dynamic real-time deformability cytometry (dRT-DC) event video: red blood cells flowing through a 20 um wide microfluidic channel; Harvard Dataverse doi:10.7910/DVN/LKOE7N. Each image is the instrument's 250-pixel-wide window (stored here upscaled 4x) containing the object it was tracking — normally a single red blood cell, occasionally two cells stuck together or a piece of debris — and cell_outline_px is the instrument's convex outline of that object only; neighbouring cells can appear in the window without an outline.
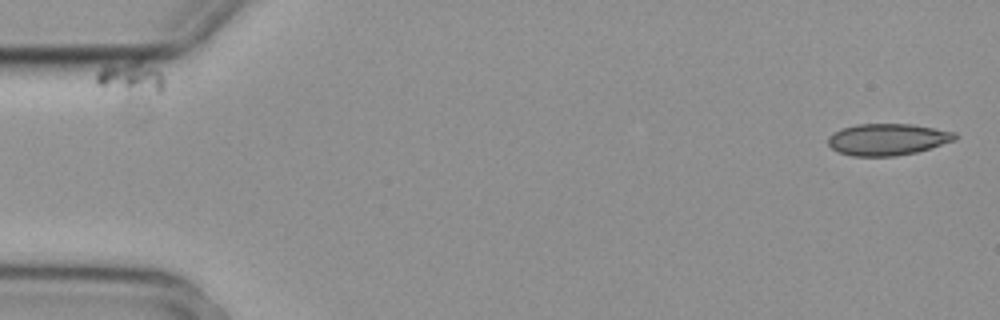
{"species": "common noctule bat (a hibernating species)", "species_latin": "Nyctalus noctula", "temperature_condition": "cold", "stored_images_in_passage": 4, "camera_frame_rate_fps": 3000, "um_per_image_px": 0.085, "animal": {"sex": "female", "body_mass_g": 29.2, "forearm_length_mm": 56.3}, "frame": {"image": 1, "passage_image": 1, "time_ms": 0.0, "image_size_px": [1000, 320], "cell_outline_px": [[960, 136], [956, 140], [916, 152], [896, 156], [852, 156], [840, 152], [832, 148], [828, 144], [828, 136], [844, 128], [856, 124], [912, 124], [956, 132]], "centroid_in_image_um": [75.48, 11.85], "position_along_channel_um": 9.5, "area_um2": 23.35}}
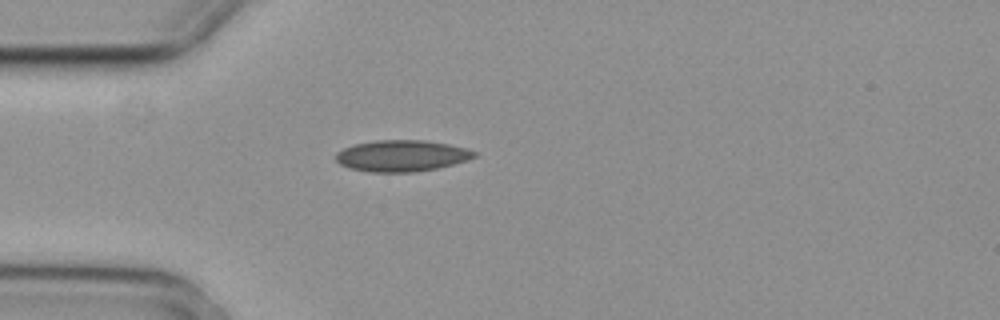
{"frame": {"image": 2, "passage_image": 4, "time_ms": 1.0, "image_size_px": [1000, 320], "cell_outline_px": [[476, 156], [468, 160], [436, 168], [412, 172], [372, 172], [352, 168], [340, 164], [336, 160], [336, 152], [344, 148], [356, 144], [376, 140], [424, 140], [448, 144], [464, 148], [476, 152]], "centroid_in_image_um": [34.14, 13.24], "position_along_channel_um": 50.9, "area_um2": 24.97}}